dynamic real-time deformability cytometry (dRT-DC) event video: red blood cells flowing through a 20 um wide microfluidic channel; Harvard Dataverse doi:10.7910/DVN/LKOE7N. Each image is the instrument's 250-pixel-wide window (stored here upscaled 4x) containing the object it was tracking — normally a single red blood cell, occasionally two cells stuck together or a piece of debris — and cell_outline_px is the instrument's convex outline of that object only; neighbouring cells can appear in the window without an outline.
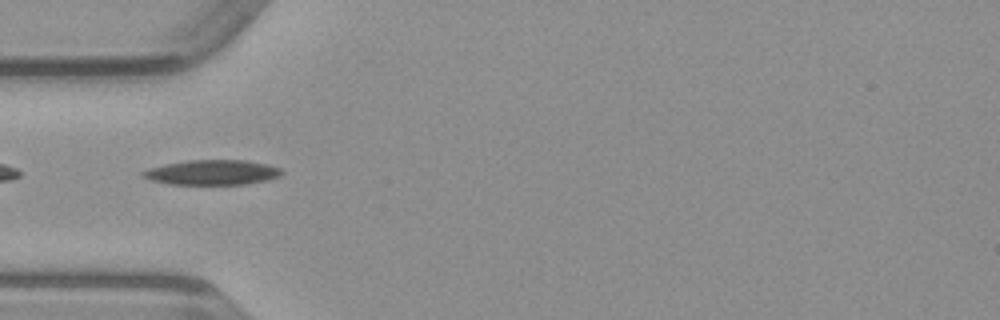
{"species": "common noctule bat (a hibernating species)", "species_latin": "Nyctalus noctula", "temperature_condition": "warm", "stored_images_in_passage": 36, "camera_frame_rate_fps": 3000, "um_per_image_px": 0.085, "animal": {"sex": "male", "body_mass_g": 23.1, "forearm_length_mm": 52.7}, "frame": {"image": 1, "passage_image": 2, "time_ms": 0.333, "image_size_px": [1000, 320], "cell_outline_px": [[284, 172], [280, 176], [268, 180], [244, 184], [168, 184], [152, 180], [140, 176], [140, 172], [164, 164], [188, 160], [244, 160], [268, 164], [280, 168]], "centroid_in_image_um": [18.05, 14.65], "position_along_channel_um": 66.9, "area_um2": 20.17}}
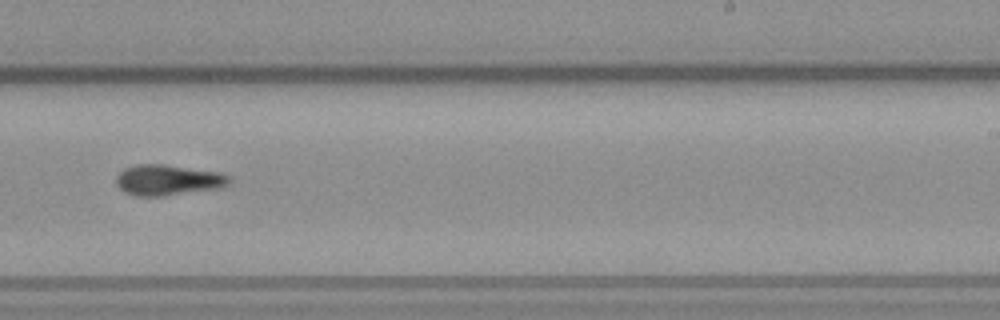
{"frame": {"image": 2, "passage_image": 17, "time_ms": 5.333, "image_size_px": [1000, 320], "cell_outline_px": [[232, 180], [224, 188], [164, 196], [136, 196], [124, 192], [116, 184], [116, 176], [124, 168], [136, 164], [160, 164], [220, 172], [228, 176]], "centroid_in_image_um": [14.29, 15.31], "position_along_channel_um": 274.7, "area_um2": 20.4}}
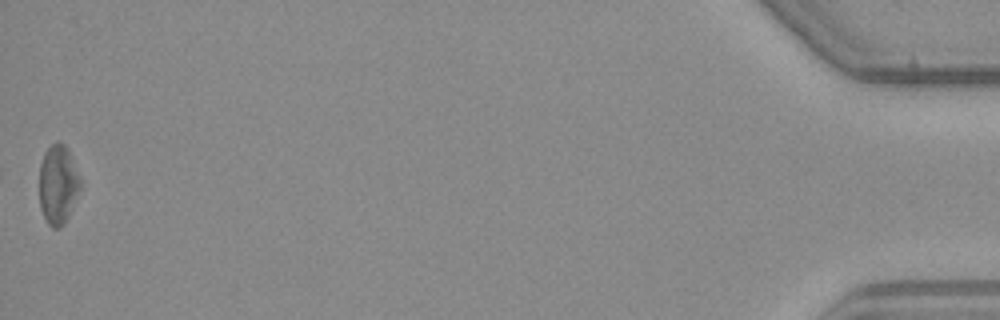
{"frame": {"image": 3, "passage_image": 36, "time_ms": 11.667, "image_size_px": [1000, 320], "cell_outline_px": [[80, 188], [68, 216], [64, 224], [60, 228], [52, 228], [48, 224], [40, 208], [40, 164], [44, 152], [56, 140], [60, 140], [64, 144], [68, 152], [80, 180]], "centroid_in_image_um": [4.9, 15.69], "position_along_channel_um": 430.3, "area_um2": 18.55}}